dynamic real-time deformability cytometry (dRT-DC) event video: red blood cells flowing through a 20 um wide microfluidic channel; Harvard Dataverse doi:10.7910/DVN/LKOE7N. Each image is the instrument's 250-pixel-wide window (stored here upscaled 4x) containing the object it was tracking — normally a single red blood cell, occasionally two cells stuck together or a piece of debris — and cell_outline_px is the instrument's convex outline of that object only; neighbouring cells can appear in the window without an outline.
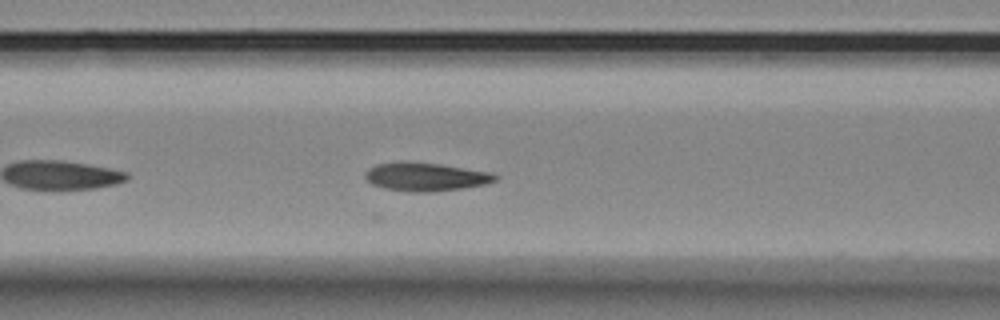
{"species": "Egyptian fruit bat (a non-hibernating species)", "species_latin": "Rousettus aegyptiacus", "temperature_condition": "room temperature", "stored_images_in_passage": 24, "camera_frame_rate_fps": 3000, "um_per_image_px": 0.085, "animal": {"sex": "female"}, "frame": {"image": 1, "passage_image": 9, "time_ms": 2.667, "image_size_px": [1000, 320], "cell_outline_px": [[500, 176], [496, 180], [484, 184], [460, 188], [432, 192], [416, 192], [384, 188], [372, 184], [364, 176], [364, 172], [368, 168], [376, 164], [400, 160], [404, 160], [440, 164], [492, 172]], "centroid_in_image_um": [36.15, 15.0], "position_along_channel_um": 130.5, "area_um2": 21.73}}
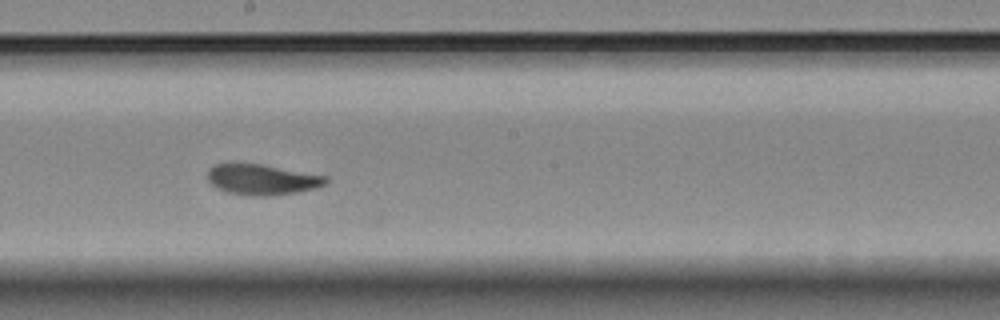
{"frame": {"image": 2, "passage_image": 17, "time_ms": 5.333, "image_size_px": [1000, 320], "cell_outline_px": [[328, 180], [324, 184], [316, 188], [296, 192], [268, 196], [252, 196], [228, 192], [216, 188], [208, 180], [208, 168], [216, 164], [228, 160], [260, 164], [328, 176]], "centroid_in_image_um": [22.21, 15.22], "position_along_channel_um": 226.0, "area_um2": 21.5}}
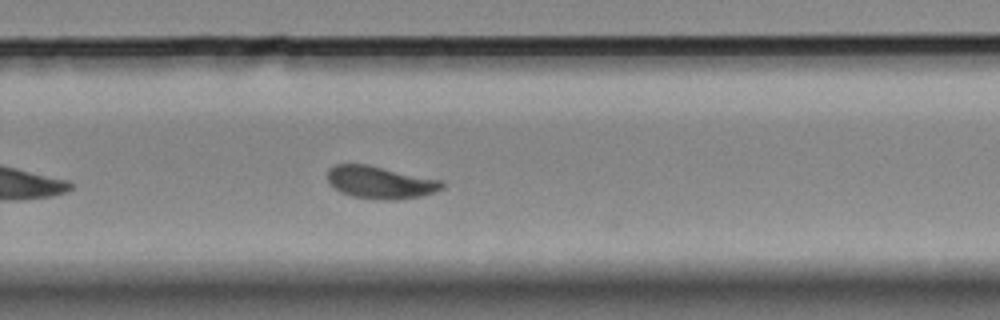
{"frame": {"image": 3, "passage_image": 23, "time_ms": 7.333, "image_size_px": [1000, 320], "cell_outline_px": [[444, 188], [436, 192], [420, 196], [396, 200], [376, 200], [352, 196], [340, 192], [328, 180], [328, 168], [336, 164], [368, 164], [444, 180]], "centroid_in_image_um": [32.37, 15.5], "position_along_channel_um": 297.4, "area_um2": 21.96}}